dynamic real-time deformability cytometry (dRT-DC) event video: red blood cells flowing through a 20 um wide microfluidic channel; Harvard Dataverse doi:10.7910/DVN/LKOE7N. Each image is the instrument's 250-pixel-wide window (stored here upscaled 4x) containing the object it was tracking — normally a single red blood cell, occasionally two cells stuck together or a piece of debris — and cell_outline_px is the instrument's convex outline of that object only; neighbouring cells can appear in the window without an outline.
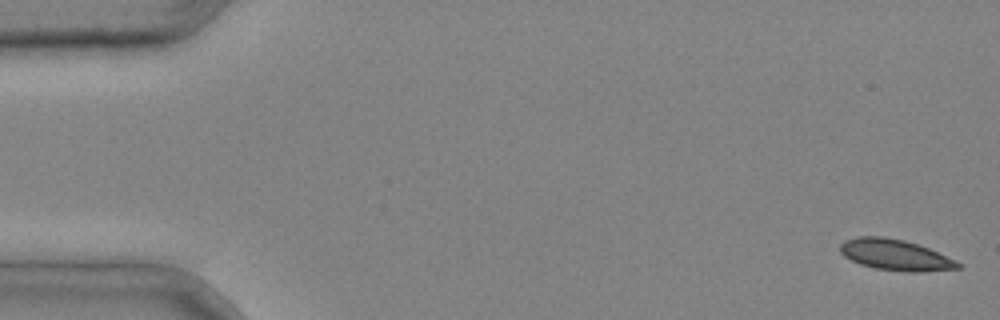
{"species": "common noctule bat (a hibernating species)", "species_latin": "Nyctalus noctula", "temperature_condition": "cold", "stored_images_in_passage": 3, "segment_of_instrument_passage": [2, 2], "camera_frame_rate_fps": 3000, "um_per_image_px": 0.085, "animal": {"sex": "male", "body_mass_g": 20.4}, "frame": {"image": 1, "passage_image": 3, "time_ms": 0.667, "image_size_px": [1000, 320], "cell_outline_px": [[960, 268], [920, 272], [912, 272], [876, 268], [860, 264], [844, 256], [840, 252], [840, 244], [844, 240], [856, 236], [884, 236], [904, 240], [928, 248], [956, 260], [960, 264]], "centroid_in_image_um": [76.07, 21.65], "position_along_channel_um": 8.9, "area_um2": 21.1}}